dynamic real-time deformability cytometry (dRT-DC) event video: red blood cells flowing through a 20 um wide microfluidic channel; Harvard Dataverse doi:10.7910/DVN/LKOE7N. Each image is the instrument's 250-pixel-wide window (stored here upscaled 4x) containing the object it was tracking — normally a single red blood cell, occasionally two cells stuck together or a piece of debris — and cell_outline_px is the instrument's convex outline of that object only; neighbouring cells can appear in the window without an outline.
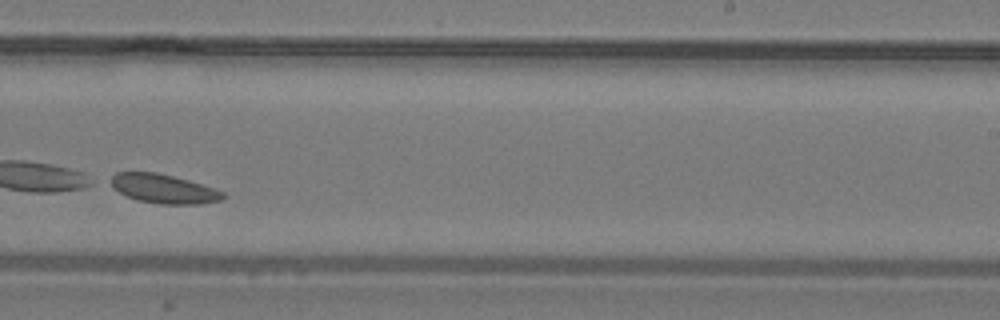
{"species": "common noctule bat (a hibernating species)", "species_latin": "Nyctalus noctula", "temperature_condition": "warm", "stored_images_in_passage": 28, "camera_frame_rate_fps": 3000, "um_per_image_px": 0.085, "animal": {"sex": "male", "body_mass_g": 19.2, "forearm_length_mm": 51.8}, "frame": {"image": 1, "passage_image": 16, "time_ms": 5.0, "image_size_px": [1000, 320], "cell_outline_px": [[228, 196], [220, 200], [200, 204], [160, 204], [136, 200], [124, 196], [104, 184], [104, 180], [116, 172], [156, 172], [188, 180], [224, 192]], "centroid_in_image_um": [13.75, 16.04], "position_along_channel_um": 275.2, "area_um2": 19.59}}
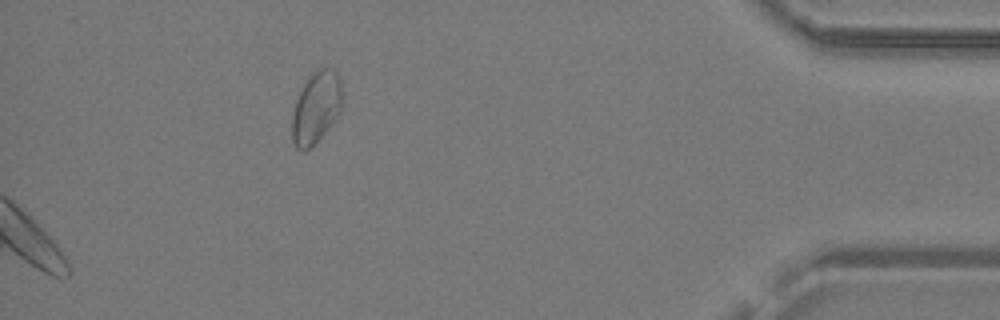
{"frame": {"image": 2, "passage_image": 28, "time_ms": 9.0, "image_size_px": [1000, 320], "cell_outline_px": [[344, 100], [340, 112], [328, 128], [304, 152], [296, 148], [292, 140], [292, 116], [296, 100], [304, 84], [312, 72], [320, 68], [332, 68], [340, 76]], "centroid_in_image_um": [26.9, 9.1], "position_along_channel_um": 408.3, "area_um2": 20.98}}